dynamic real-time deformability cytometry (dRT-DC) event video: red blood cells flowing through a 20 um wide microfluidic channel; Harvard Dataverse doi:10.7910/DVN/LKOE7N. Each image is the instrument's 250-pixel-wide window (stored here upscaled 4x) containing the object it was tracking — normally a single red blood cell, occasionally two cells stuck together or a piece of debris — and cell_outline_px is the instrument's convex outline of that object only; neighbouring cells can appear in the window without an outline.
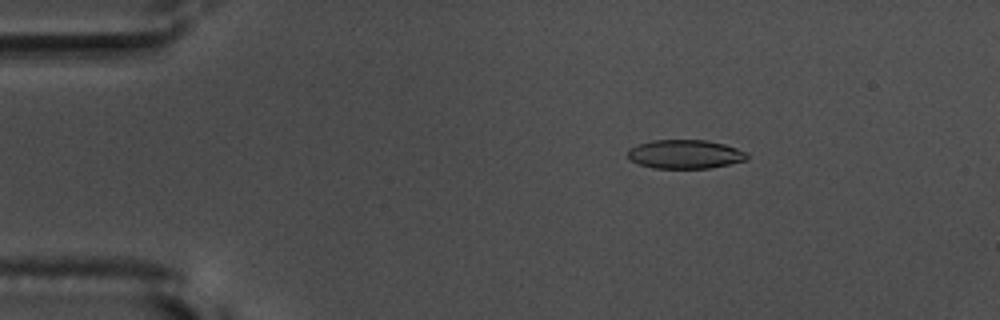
{"species": "common noctule bat (a hibernating species)", "species_latin": "Nyctalus noctula", "temperature_condition": "warm", "stored_images_in_passage": 54, "camera_frame_rate_fps": 3000, "um_per_image_px": 0.085, "animal": {"sex": "male", "body_mass_g": 17.5, "forearm_length_mm": 52.3}, "frame": {"image": 1, "passage_image": 10, "time_ms": 3.0, "image_size_px": [1000, 320], "cell_outline_px": [[740, 160], [724, 164], [700, 168], [664, 168], [644, 164], [636, 160], [644, 144], [664, 140], [696, 140], [720, 144], [732, 148]], "centroid_in_image_um": [58.3, 13.11], "position_along_channel_um": 26.7, "area_um2": 16.7}}
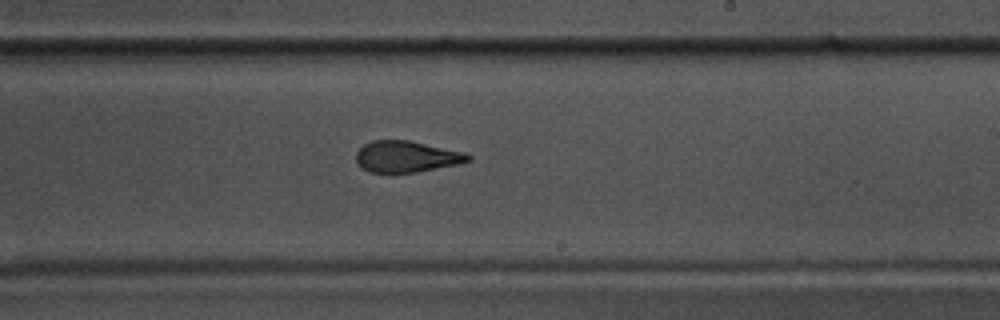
{"frame": {"image": 2, "passage_image": 34, "time_ms": 11.0, "image_size_px": [1000, 320], "cell_outline_px": [[468, 160], [408, 172], [376, 172], [364, 168], [360, 164], [360, 152], [368, 144], [380, 140], [396, 140], [420, 144], [468, 156]], "centroid_in_image_um": [34.41, 13.32], "position_along_channel_um": 254.6, "area_um2": 17.57}}
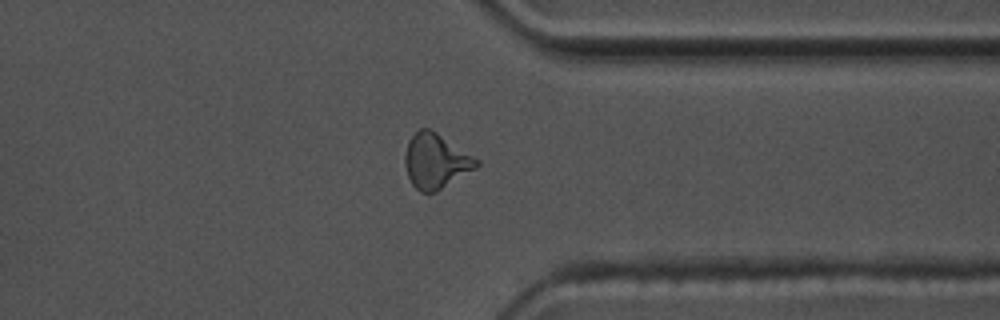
{"frame": {"image": 3, "passage_image": 44, "time_ms": 14.333, "image_size_px": [1000, 320], "cell_outline_px": [[476, 164], [432, 192], [424, 192], [412, 180], [408, 172], [408, 144], [420, 132], [432, 132], [476, 160]], "centroid_in_image_um": [37.0, 13.73], "position_along_channel_um": 374.4, "area_um2": 19.07}, "authors_computed_cell_mechanics": {"area_um2": 16.9643, "velocity_mm_per_s": 3.6798, "shape_relaxation_time_tau1_ms": null, "shape_relaxation_time_tau2_ms": 3.7634, "deformation_change_tau1": null, "deformation_change_tau2": 0.0681}}